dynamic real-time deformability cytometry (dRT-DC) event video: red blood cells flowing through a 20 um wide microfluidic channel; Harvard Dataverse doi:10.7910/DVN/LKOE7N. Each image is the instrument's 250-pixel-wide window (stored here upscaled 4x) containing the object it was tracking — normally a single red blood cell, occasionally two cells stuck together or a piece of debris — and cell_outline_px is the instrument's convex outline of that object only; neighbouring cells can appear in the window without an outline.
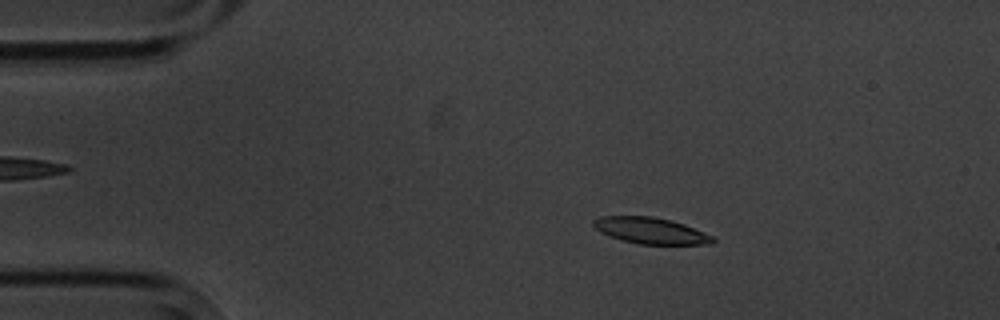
{"species": "common noctule bat (a hibernating species)", "species_latin": "Nyctalus noctula", "temperature_condition": "cold", "stored_images_in_passage": 13, "camera_frame_rate_fps": 3000, "um_per_image_px": 0.085, "animal": {"sex": "male", "body_mass_g": 20.1, "forearm_length_mm": 53.5}, "frame": {"image": 1, "passage_image": 1, "time_ms": 0.0, "image_size_px": [1000, 320], "cell_outline_px": [[716, 240], [712, 244], [640, 244], [620, 240], [608, 236], [600, 232], [592, 224], [592, 220], [600, 216], [652, 216], [672, 220], [684, 224], [704, 232], [712, 236]], "centroid_in_image_um": [55.28, 19.6], "position_along_channel_um": 29.7, "area_um2": 18.38}}
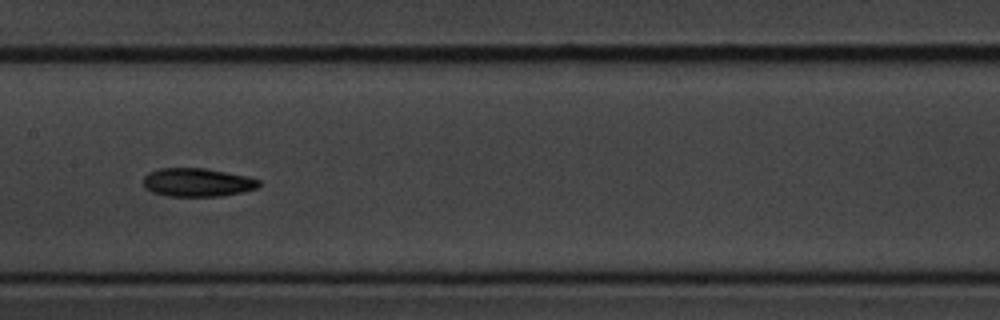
{"frame": {"image": 2, "passage_image": 6, "time_ms": 6.0, "image_size_px": [1000, 320], "cell_outline_px": [[260, 184], [256, 188], [240, 192], [220, 196], [168, 196], [152, 192], [144, 188], [144, 176], [148, 172], [160, 168], [204, 168], [248, 176], [260, 180]], "centroid_in_image_um": [16.75, 15.5], "position_along_channel_um": 190.7, "area_um2": 19.13}}
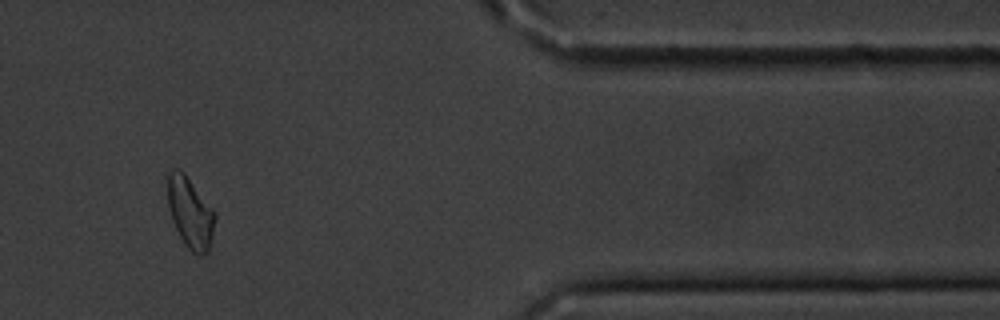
{"frame": {"image": 3, "passage_image": 11, "time_ms": 12.667, "image_size_px": [1000, 320], "cell_outline_px": [[216, 220], [212, 240], [208, 252], [200, 256], [192, 252], [184, 244], [172, 220], [168, 204], [168, 172], [172, 168], [180, 168], [184, 172], [216, 212]], "centroid_in_image_um": [16.19, 18.08], "position_along_channel_um": 395.2, "area_um2": 19.77}, "authors_computed_cell_mechanics": {"area_um2": 19.1318, "velocity_mm_per_s": 3.5253, "shape_relaxation_time_tau1_ms": 2.8686, "shape_relaxation_time_tau2_ms": 5.8766, "deformation_change_tau1": 0.0831, "deformation_change_tau2": 0.1154}}